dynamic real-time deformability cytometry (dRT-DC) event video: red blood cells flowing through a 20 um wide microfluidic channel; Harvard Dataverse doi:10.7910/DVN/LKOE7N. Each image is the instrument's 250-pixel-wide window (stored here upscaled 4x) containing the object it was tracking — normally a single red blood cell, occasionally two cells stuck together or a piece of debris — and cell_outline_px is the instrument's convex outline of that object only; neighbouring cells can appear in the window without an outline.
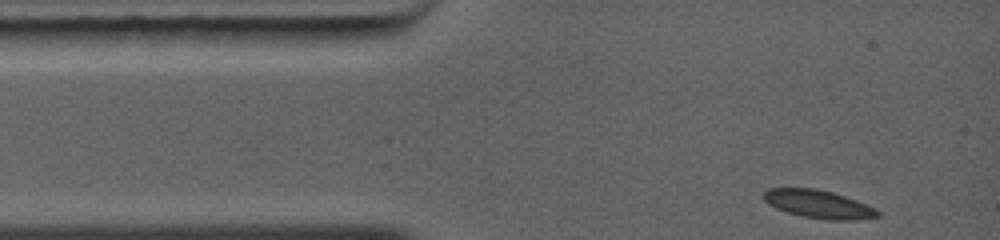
{"species": "common noctule bat (a hibernating species)", "species_latin": "Nyctalus noctula", "temperature_condition": "warm", "stored_images_in_passage": 3, "camera_frame_rate_fps": 5000, "um_per_image_px": 0.085, "animal": {"sex": "female", "body_mass_g": 19.0, "forearm_length_mm": 56.7}, "frame": {"image": 1, "passage_image": 1, "time_ms": 0.0, "image_size_px": [1000, 240], "cell_outline_px": [[880, 216], [852, 220], [828, 220], [800, 216], [776, 208], [768, 204], [764, 200], [764, 192], [768, 188], [816, 188], [832, 192], [856, 200], [876, 208], [880, 212]], "centroid_in_image_um": [69.57, 17.35], "position_along_channel_um": 15.4, "area_um2": 18.67}}
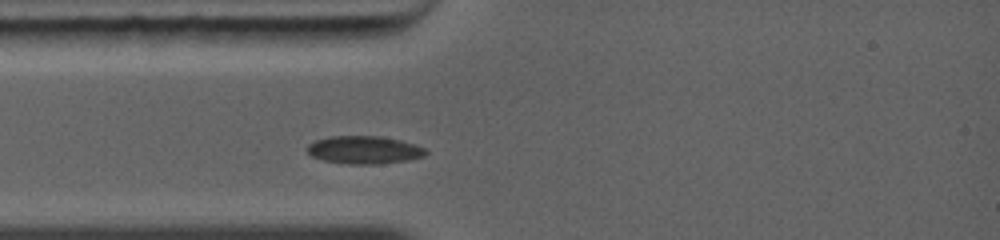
{"frame": {"image": 2, "passage_image": 3, "time_ms": 1.8, "image_size_px": [1000, 240], "cell_outline_px": [[428, 152], [424, 156], [408, 160], [376, 164], [348, 164], [324, 160], [312, 156], [304, 148], [308, 144], [316, 140], [328, 136], [380, 136], [400, 140], [424, 148]], "centroid_in_image_um": [30.91, 12.74], "position_along_channel_um": 54.1, "area_um2": 19.19}}